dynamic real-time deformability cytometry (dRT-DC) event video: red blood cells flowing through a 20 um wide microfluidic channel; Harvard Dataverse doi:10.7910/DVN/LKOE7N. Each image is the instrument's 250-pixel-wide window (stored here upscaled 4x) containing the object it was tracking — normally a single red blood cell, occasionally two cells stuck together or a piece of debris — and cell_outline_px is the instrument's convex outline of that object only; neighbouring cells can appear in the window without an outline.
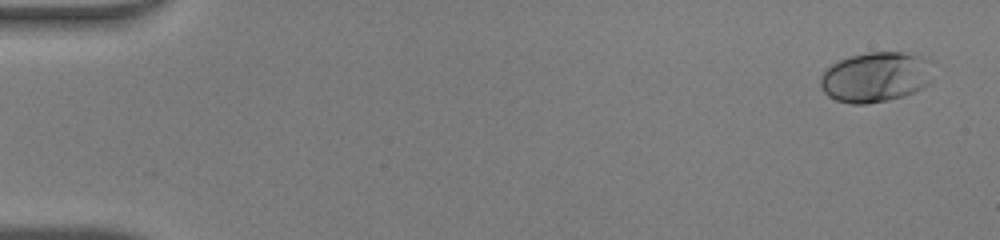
{"species": "human", "species_latin": "Homo sapiens", "temperature_condition": "warm", "stored_images_in_passage": 48, "camera_frame_rate_fps": 3000, "um_per_image_px": 0.085, "donor": {"sex": "male"}, "frame": {"image": 1, "passage_image": 2, "time_ms": 0.333, "image_size_px": [1000, 240], "cell_outline_px": [[932, 80], [924, 88], [904, 96], [868, 104], [852, 104], [836, 100], [828, 96], [824, 92], [820, 84], [820, 76], [832, 64], [840, 60], [852, 56], [868, 52], [900, 52], [924, 56], [932, 60]], "centroid_in_image_um": [74.48, 6.55], "position_along_channel_um": 10.5, "area_um2": 33.23}}
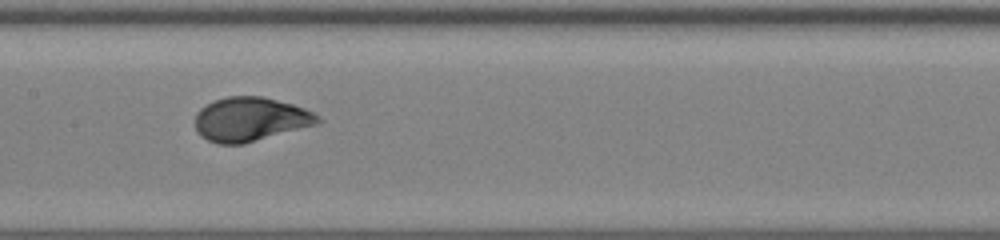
{"frame": {"image": 2, "passage_image": 25, "time_ms": 8.0, "image_size_px": [1000, 240], "cell_outline_px": [[324, 120], [320, 124], [244, 144], [220, 144], [208, 140], [200, 136], [196, 132], [196, 112], [200, 108], [212, 100], [228, 96], [264, 96], [292, 104], [304, 108], [320, 116]], "centroid_in_image_um": [21.3, 10.14], "position_along_channel_um": 186.1, "area_um2": 31.96}}
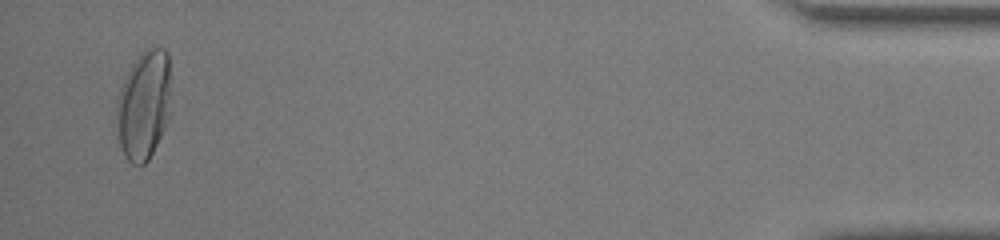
{"frame": {"image": 3, "passage_image": 47, "time_ms": 15.333, "image_size_px": [1000, 240], "cell_outline_px": [[172, 112], [148, 160], [144, 164], [132, 164], [124, 156], [120, 144], [116, 120], [116, 104], [120, 88], [132, 64], [140, 52], [144, 48], [164, 48], [168, 52]], "centroid_in_image_um": [12.25, 8.9], "position_along_channel_um": 423.0, "area_um2": 34.97}, "authors_computed_cell_mechanics": {"area_um2": 31.1253, "velocity_mm_per_s": 4.3032, "shape_relaxation_time_tau1_ms": 4.0335, "shape_relaxation_time_tau2_ms": null, "deformation_change_tau1": 0.1991, "deformation_change_tau2": null}}